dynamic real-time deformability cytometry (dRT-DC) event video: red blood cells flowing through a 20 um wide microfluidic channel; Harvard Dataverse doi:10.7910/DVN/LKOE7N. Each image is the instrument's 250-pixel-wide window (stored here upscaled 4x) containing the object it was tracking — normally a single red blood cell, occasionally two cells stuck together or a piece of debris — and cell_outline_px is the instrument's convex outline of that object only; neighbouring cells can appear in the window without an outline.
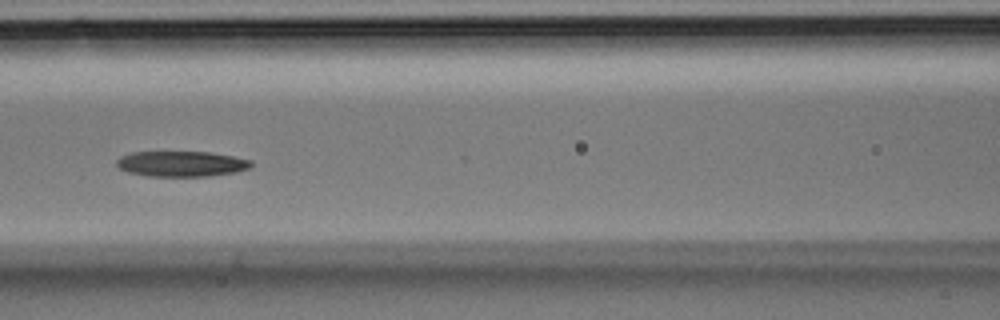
{"species": "Egyptian fruit bat (a non-hibernating species)", "species_latin": "Rousettus aegyptiacus", "temperature_condition": "room temperature", "stored_images_in_passage": 35, "camera_frame_rate_fps": 3000, "um_per_image_px": 0.085, "animal": {"sex": "male"}, "frame": {"image": 1, "passage_image": 15, "time_ms": 4.667, "image_size_px": [1000, 320], "cell_outline_px": [[252, 164], [248, 168], [236, 172], [208, 176], [148, 176], [128, 172], [120, 168], [116, 164], [116, 160], [120, 156], [132, 152], [208, 152], [232, 156], [252, 160]], "centroid_in_image_um": [15.4, 13.92], "position_along_channel_um": 151.2, "area_um2": 19.88}}
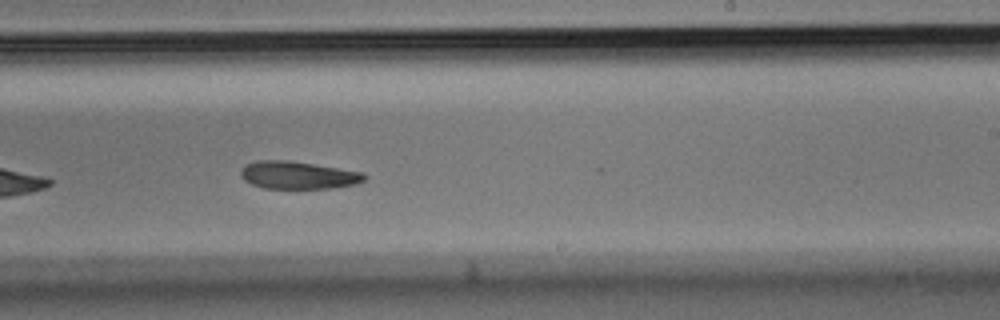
{"frame": {"image": 2, "passage_image": 21, "time_ms": 6.667, "image_size_px": [1000, 320], "cell_outline_px": [[368, 176], [364, 180], [356, 184], [332, 188], [264, 188], [252, 184], [244, 180], [240, 176], [240, 172], [248, 164], [256, 160], [288, 160], [364, 172]], "centroid_in_image_um": [25.36, 14.89], "position_along_channel_um": 263.6, "area_um2": 19.83}}
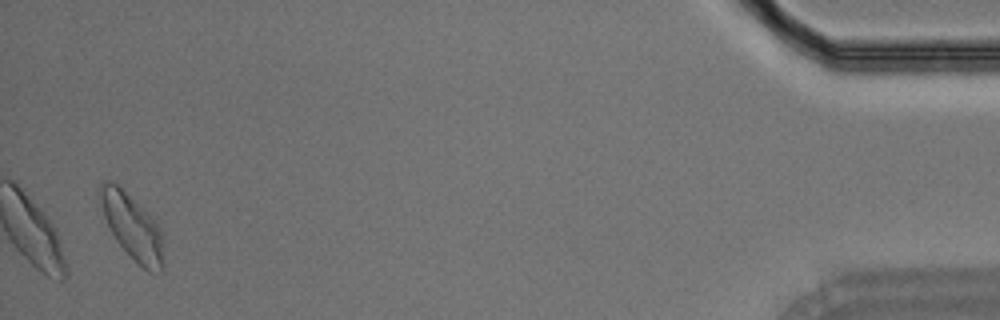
{"frame": {"image": 3, "passage_image": 34, "time_ms": 11.0, "image_size_px": [1000, 320], "cell_outline_px": [[164, 272], [148, 272], [116, 240], [104, 216], [96, 192], [100, 184], [108, 180], [116, 184], [144, 208], [156, 220], [160, 228], [164, 264]], "centroid_in_image_um": [11.24, 19.25], "position_along_channel_um": 424.0, "area_um2": 23.93}}